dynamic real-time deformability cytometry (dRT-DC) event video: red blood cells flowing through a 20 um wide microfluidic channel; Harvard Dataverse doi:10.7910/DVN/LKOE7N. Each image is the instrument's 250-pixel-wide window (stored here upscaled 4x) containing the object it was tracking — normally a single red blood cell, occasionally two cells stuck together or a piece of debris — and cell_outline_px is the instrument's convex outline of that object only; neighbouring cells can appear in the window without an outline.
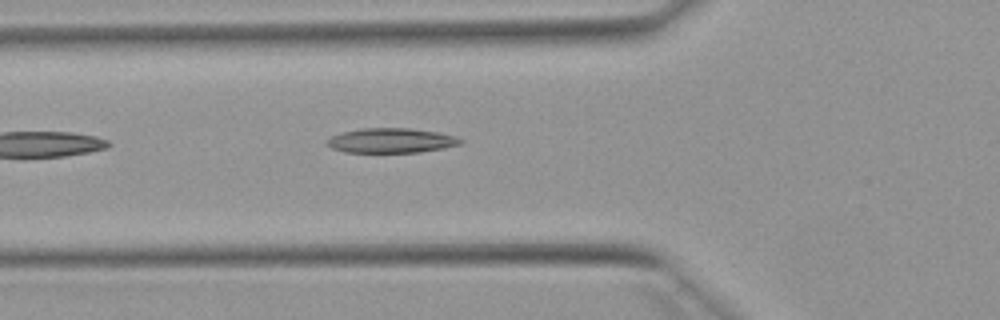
{"species": "Egyptian fruit bat (a non-hibernating species)", "species_latin": "Rousettus aegyptiacus", "temperature_condition": "warm", "stored_images_in_passage": 8, "camera_frame_rate_fps": 3000, "um_per_image_px": 0.085, "animal": {"sex": "female"}, "frame": {"image": 1, "passage_image": 4, "time_ms": 1.0, "image_size_px": [1000, 320], "cell_outline_px": [[464, 140], [460, 144], [444, 148], [420, 152], [344, 152], [332, 148], [324, 144], [332, 136], [344, 132], [360, 128], [412, 128], [436, 132], [456, 136]], "centroid_in_image_um": [33.26, 11.94], "position_along_channel_um": 92.5, "area_um2": 19.19}}